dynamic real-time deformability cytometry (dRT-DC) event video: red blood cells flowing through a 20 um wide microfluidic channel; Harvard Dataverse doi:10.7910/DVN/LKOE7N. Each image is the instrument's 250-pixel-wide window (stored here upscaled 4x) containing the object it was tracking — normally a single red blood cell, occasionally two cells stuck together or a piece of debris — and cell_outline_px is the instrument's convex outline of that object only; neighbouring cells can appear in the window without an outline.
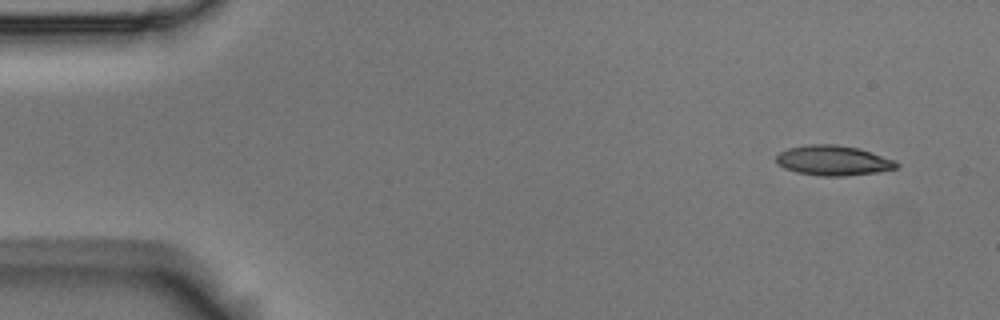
{"species": "Egyptian fruit bat (a non-hibernating species)", "species_latin": "Rousettus aegyptiacus", "temperature_condition": "room temperature", "stored_images_in_passage": 6, "camera_frame_rate_fps": 3000, "um_per_image_px": 0.085, "animal": {"sex": "male"}, "frame": {"image": 1, "passage_image": 1, "time_ms": 0.0, "image_size_px": [1000, 320], "cell_outline_px": [[900, 164], [896, 168], [876, 172], [844, 176], [820, 176], [796, 172], [784, 168], [776, 164], [776, 156], [780, 152], [788, 148], [808, 144], [836, 144], [856, 148], [896, 160]], "centroid_in_image_um": [70.79, 13.64], "position_along_channel_um": 14.2, "area_um2": 20.98}}
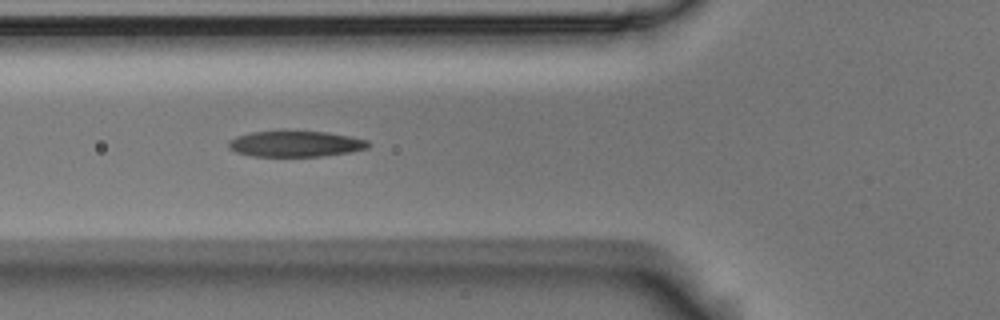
{"frame": {"image": 2, "passage_image": 5, "time_ms": 1.333, "image_size_px": [1000, 320], "cell_outline_px": [[368, 148], [348, 152], [320, 156], [252, 156], [236, 152], [228, 148], [228, 140], [236, 136], [252, 132], [324, 132], [348, 136], [368, 140]], "centroid_in_image_um": [25.06, 12.24], "position_along_channel_um": 100.7, "area_um2": 20.63}}
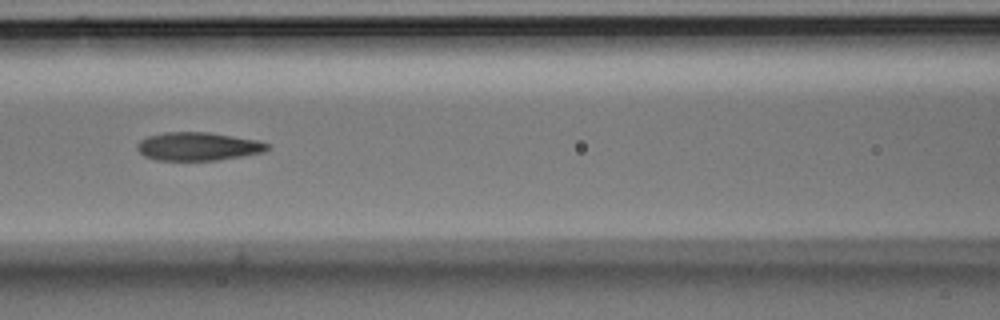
{"frame": {"image": 3, "passage_image": 6, "time_ms": 1.667, "image_size_px": [1000, 320], "cell_outline_px": [[268, 148], [264, 152], [244, 156], [216, 160], [156, 160], [144, 156], [136, 148], [136, 144], [140, 140], [148, 136], [164, 132], [208, 132], [256, 140], [268, 144]], "centroid_in_image_um": [16.79, 12.45], "position_along_channel_um": 149.8, "area_um2": 21.39}}